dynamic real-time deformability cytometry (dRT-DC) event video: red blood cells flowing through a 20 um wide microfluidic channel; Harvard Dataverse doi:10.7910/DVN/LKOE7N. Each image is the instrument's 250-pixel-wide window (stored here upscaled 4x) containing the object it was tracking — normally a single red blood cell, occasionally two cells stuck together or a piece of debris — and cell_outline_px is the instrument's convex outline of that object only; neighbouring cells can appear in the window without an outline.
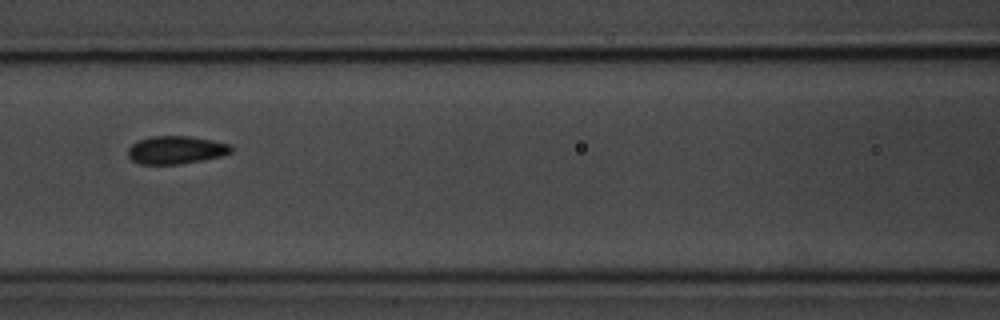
{"species": "common noctule bat (a hibernating species)", "species_latin": "Nyctalus noctula", "temperature_condition": "room temperature", "stored_images_in_passage": 9, "camera_frame_rate_fps": 3000, "um_per_image_px": 0.085, "animal": {"sex": "male", "body_mass_g": 20.1, "forearm_length_mm": 53.5}, "frame": {"image": 1, "passage_image": 7, "time_ms": 2.0, "image_size_px": [1000, 320], "cell_outline_px": [[232, 152], [220, 156], [204, 160], [180, 164], [140, 164], [132, 160], [128, 156], [128, 148], [132, 144], [140, 140], [152, 136], [188, 136], [212, 140], [232, 144]], "centroid_in_image_um": [14.98, 12.75], "position_along_channel_um": 151.6, "area_um2": 16.82}}
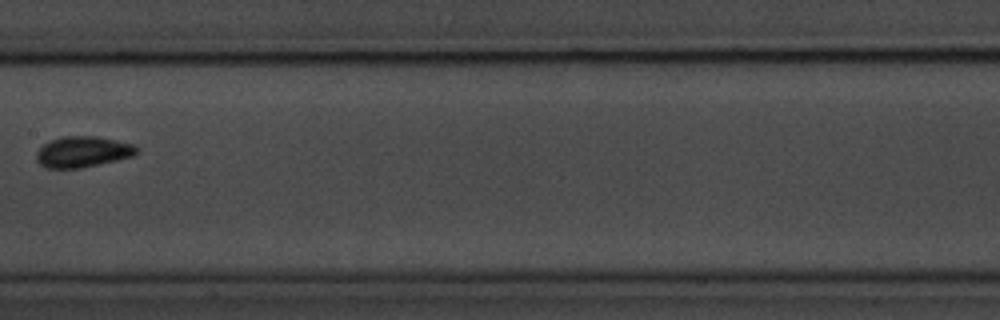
{"frame": {"image": 2, "passage_image": 8, "time_ms": 2.333, "image_size_px": [1000, 320], "cell_outline_px": [[140, 148], [132, 156], [116, 160], [80, 168], [48, 168], [40, 164], [36, 160], [36, 152], [44, 144], [52, 140], [64, 136], [96, 136], [136, 144]], "centroid_in_image_um": [7.05, 12.89], "position_along_channel_um": 200.4, "area_um2": 17.98}}
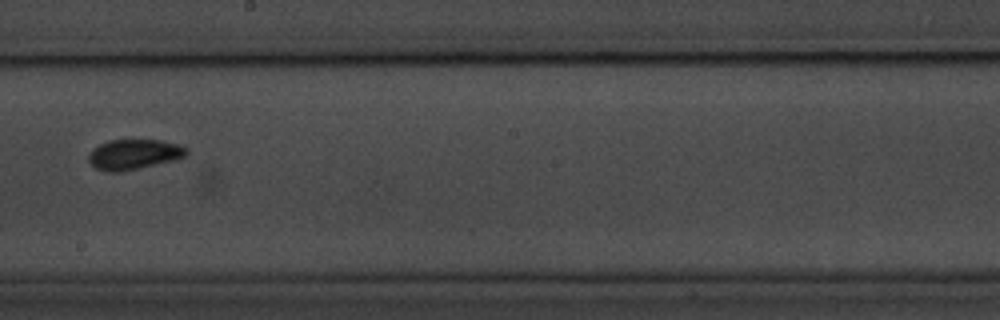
{"frame": {"image": 3, "passage_image": 9, "time_ms": 2.667, "image_size_px": [1000, 320], "cell_outline_px": [[188, 152], [184, 156], [176, 160], [120, 172], [108, 172], [96, 168], [88, 160], [88, 156], [92, 148], [108, 140], [160, 140], [180, 144], [188, 148]], "centroid_in_image_um": [11.39, 13.11], "position_along_channel_um": 236.8, "area_um2": 17.28}}